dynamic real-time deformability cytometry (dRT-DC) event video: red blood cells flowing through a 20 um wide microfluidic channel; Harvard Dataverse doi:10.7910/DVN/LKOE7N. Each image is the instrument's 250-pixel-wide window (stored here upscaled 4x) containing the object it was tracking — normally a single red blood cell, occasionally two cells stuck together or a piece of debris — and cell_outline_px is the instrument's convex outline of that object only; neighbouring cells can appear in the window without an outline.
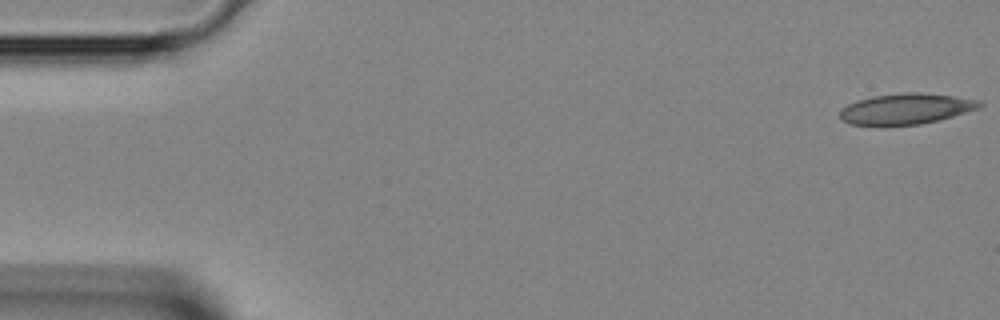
{"species": "Egyptian fruit bat (a non-hibernating species)", "species_latin": "Rousettus aegyptiacus", "temperature_condition": "room temperature", "stored_images_in_passage": 10, "camera_frame_rate_fps": 3000, "um_per_image_px": 0.085, "animal": {"sex": "female"}, "frame": {"image": 1, "passage_image": 1, "time_ms": 0.0, "image_size_px": [1000, 320], "cell_outline_px": [[984, 104], [976, 108], [952, 116], [920, 124], [884, 128], [848, 124], [840, 120], [840, 108], [848, 104], [872, 96], [908, 92], [920, 92], [952, 96], [980, 100]], "centroid_in_image_um": [76.9, 9.29], "position_along_channel_um": 8.1, "area_um2": 25.49}}